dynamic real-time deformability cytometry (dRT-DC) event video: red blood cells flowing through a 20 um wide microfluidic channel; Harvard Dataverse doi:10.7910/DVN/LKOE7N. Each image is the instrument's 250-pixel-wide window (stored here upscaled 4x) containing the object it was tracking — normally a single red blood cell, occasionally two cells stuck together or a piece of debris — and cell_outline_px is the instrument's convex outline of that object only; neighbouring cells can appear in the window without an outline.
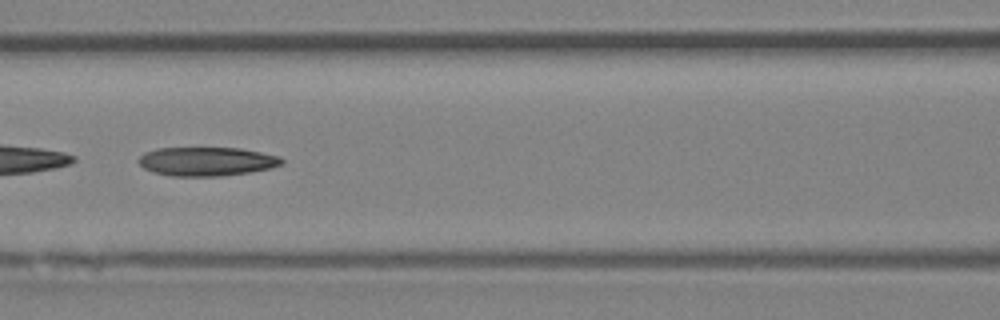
{"species": "Egyptian fruit bat (a non-hibernating species)", "species_latin": "Rousettus aegyptiacus", "temperature_condition": "room temperature", "stored_images_in_passage": 47, "camera_frame_rate_fps": 3000, "um_per_image_px": 0.085, "animal": {"sex": "female"}, "frame": {"image": 1, "passage_image": 21, "time_ms": 6.667, "image_size_px": [1000, 320], "cell_outline_px": [[284, 164], [272, 168], [248, 172], [220, 176], [172, 176], [152, 172], [144, 168], [136, 160], [144, 152], [156, 148], [240, 148], [280, 156], [284, 160]], "centroid_in_image_um": [17.56, 13.72], "position_along_channel_um": 149.0, "area_um2": 24.22}}